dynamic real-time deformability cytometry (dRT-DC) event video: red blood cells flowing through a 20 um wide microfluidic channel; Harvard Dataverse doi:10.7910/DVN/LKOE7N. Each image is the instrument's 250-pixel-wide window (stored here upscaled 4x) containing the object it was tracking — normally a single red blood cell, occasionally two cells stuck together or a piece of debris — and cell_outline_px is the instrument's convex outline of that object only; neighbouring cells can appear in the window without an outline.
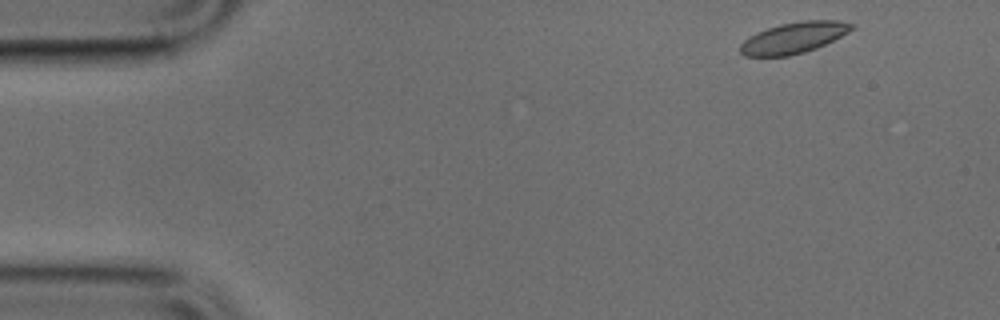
{"species": "common noctule bat (a hibernating species)", "species_latin": "Nyctalus noctula", "temperature_condition": "cold", "stored_images_in_passage": 48, "camera_frame_rate_fps": 3000, "um_per_image_px": 0.085, "animal": {"sex": "male", "body_mass_g": 17.9, "forearm_length_mm": 54.2}, "frame": {"image": 1, "passage_image": 2, "time_ms": 0.333, "image_size_px": [1000, 320], "cell_outline_px": [[856, 28], [816, 48], [804, 52], [788, 56], [744, 56], [740, 52], [740, 44], [744, 40], [756, 32], [780, 24], [800, 20], [840, 20], [856, 24]], "centroid_in_image_um": [67.49, 3.19], "position_along_channel_um": 17.5, "area_um2": 20.23}}
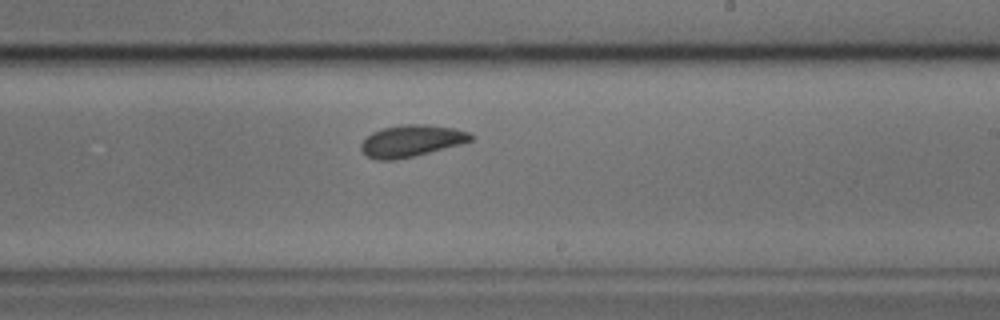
{"frame": {"image": 2, "passage_image": 27, "time_ms": 8.667, "image_size_px": [1000, 320], "cell_outline_px": [[476, 136], [472, 140], [460, 144], [412, 156], [392, 160], [376, 160], [360, 152], [360, 144], [372, 132], [384, 128], [408, 124], [424, 124], [456, 128], [468, 132]], "centroid_in_image_um": [34.96, 11.97], "position_along_channel_um": 254.0, "area_um2": 20.11}}
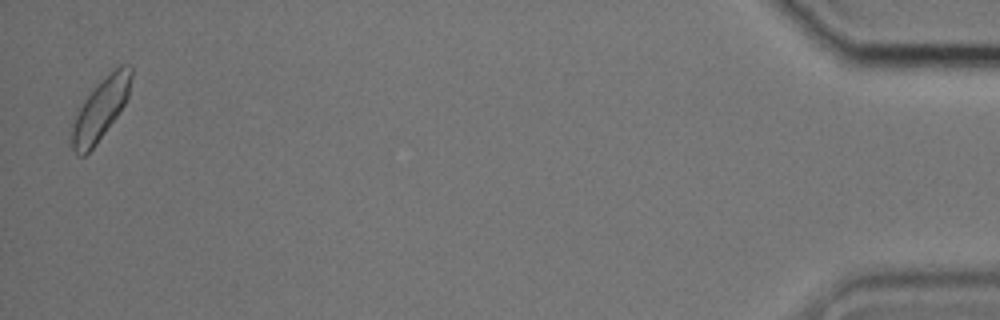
{"frame": {"image": 3, "passage_image": 47, "time_ms": 15.333, "image_size_px": [1000, 320], "cell_outline_px": [[132, 76], [128, 96], [124, 104], [116, 116], [96, 144], [84, 156], [76, 156], [72, 148], [72, 124], [84, 100], [120, 64], [124, 64], [132, 68]], "centroid_in_image_um": [8.54, 9.33], "position_along_channel_um": 426.7, "area_um2": 20.23}}